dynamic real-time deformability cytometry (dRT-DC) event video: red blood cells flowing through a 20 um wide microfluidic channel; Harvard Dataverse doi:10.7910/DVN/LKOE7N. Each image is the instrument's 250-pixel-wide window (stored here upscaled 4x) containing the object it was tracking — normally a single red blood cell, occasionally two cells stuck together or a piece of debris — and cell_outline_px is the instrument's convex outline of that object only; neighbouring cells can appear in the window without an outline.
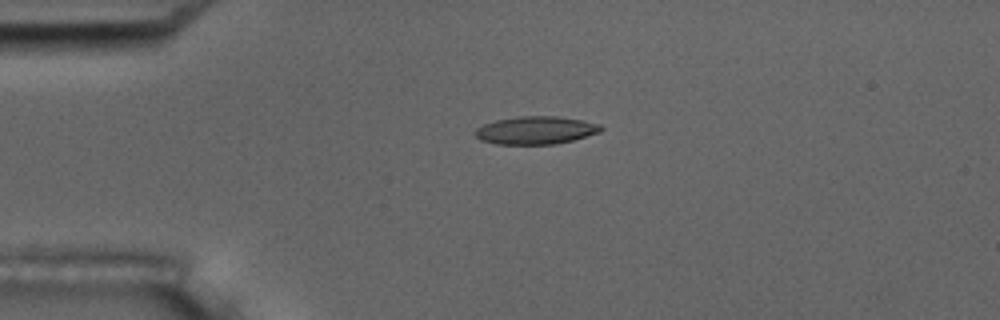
{"species": "common noctule bat (a hibernating species)", "species_latin": "Nyctalus noctula", "temperature_condition": "room temperature", "stored_images_in_passage": 5, "camera_frame_rate_fps": 3000, "um_per_image_px": 0.085, "animal": {"sex": "male", "body_mass_g": 17.5, "forearm_length_mm": 52.3}, "frame": {"image": 1, "passage_image": 4, "time_ms": 1.0, "image_size_px": [1000, 320], "cell_outline_px": [[604, 128], [600, 132], [572, 140], [556, 144], [496, 144], [480, 140], [476, 136], [476, 128], [484, 124], [496, 120], [520, 116], [556, 116], [580, 120], [600, 124]], "centroid_in_image_um": [45.54, 11.07], "position_along_channel_um": 39.5, "area_um2": 20.29}}